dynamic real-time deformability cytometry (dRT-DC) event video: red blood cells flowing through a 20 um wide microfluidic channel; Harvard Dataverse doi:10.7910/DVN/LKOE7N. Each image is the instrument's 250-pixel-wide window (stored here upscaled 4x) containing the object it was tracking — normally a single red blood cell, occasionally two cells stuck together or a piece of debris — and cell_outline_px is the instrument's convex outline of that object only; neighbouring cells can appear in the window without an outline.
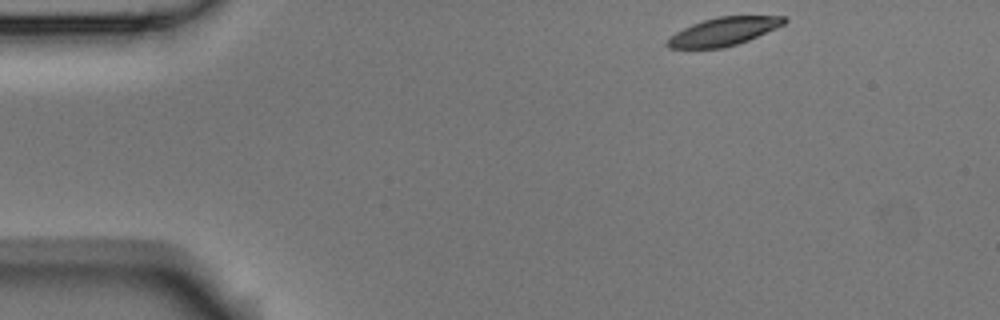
{"species": "Egyptian fruit bat (a non-hibernating species)", "species_latin": "Rousettus aegyptiacus", "temperature_condition": "room temperature", "stored_images_in_passage": 4, "camera_frame_rate_fps": 3000, "um_per_image_px": 0.085, "animal": {"sex": "male"}, "frame": {"image": 1, "passage_image": 1, "time_ms": 0.0, "image_size_px": [1000, 320], "cell_outline_px": [[788, 20], [784, 24], [776, 28], [748, 40], [724, 48], [668, 48], [664, 44], [676, 32], [692, 24], [704, 20], [720, 16], [788, 16]], "centroid_in_image_um": [61.52, 2.67], "position_along_channel_um": 23.5, "area_um2": 19.02}}